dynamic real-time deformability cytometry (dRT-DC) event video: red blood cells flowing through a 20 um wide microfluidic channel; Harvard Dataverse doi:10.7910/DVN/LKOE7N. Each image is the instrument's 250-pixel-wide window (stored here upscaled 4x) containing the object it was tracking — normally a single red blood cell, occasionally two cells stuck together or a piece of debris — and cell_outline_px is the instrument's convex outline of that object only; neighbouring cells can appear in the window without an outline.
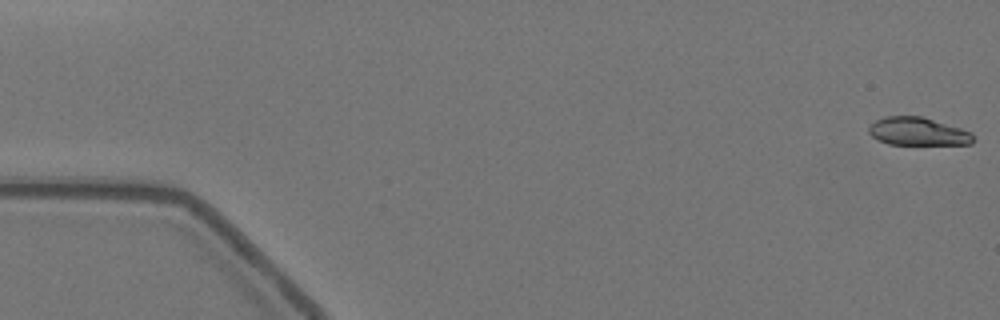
{"species": "Egyptian fruit bat (a non-hibernating species)", "species_latin": "Rousettus aegyptiacus", "temperature_condition": "warm", "stored_images_in_passage": 14, "camera_frame_rate_fps": 3000, "um_per_image_px": 0.085, "animal": {"sex": "female"}, "frame": {"image": 1, "passage_image": 1, "time_ms": 0.0, "image_size_px": [1000, 320], "cell_outline_px": [[976, 140], [972, 144], [888, 144], [872, 136], [868, 132], [868, 128], [876, 120], [884, 116], [920, 116], [960, 128], [972, 132]], "centroid_in_image_um": [78.04, 11.18], "position_along_channel_um": 7.0, "area_um2": 16.94}}
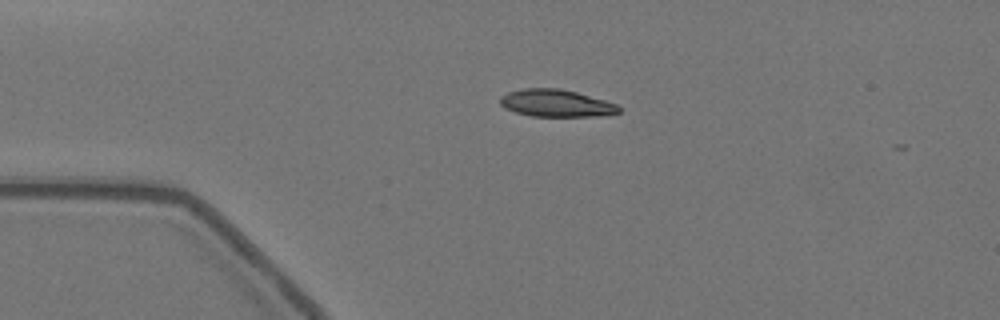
{"frame": {"image": 2, "passage_image": 13, "time_ms": 4.0, "image_size_px": [1000, 320], "cell_outline_px": [[620, 112], [600, 116], [532, 116], [516, 112], [504, 108], [500, 104], [500, 96], [508, 92], [524, 88], [560, 88], [576, 92], [604, 100], [616, 104], [620, 108]], "centroid_in_image_um": [47.24, 8.77], "position_along_channel_um": 37.8, "area_um2": 18.79}}